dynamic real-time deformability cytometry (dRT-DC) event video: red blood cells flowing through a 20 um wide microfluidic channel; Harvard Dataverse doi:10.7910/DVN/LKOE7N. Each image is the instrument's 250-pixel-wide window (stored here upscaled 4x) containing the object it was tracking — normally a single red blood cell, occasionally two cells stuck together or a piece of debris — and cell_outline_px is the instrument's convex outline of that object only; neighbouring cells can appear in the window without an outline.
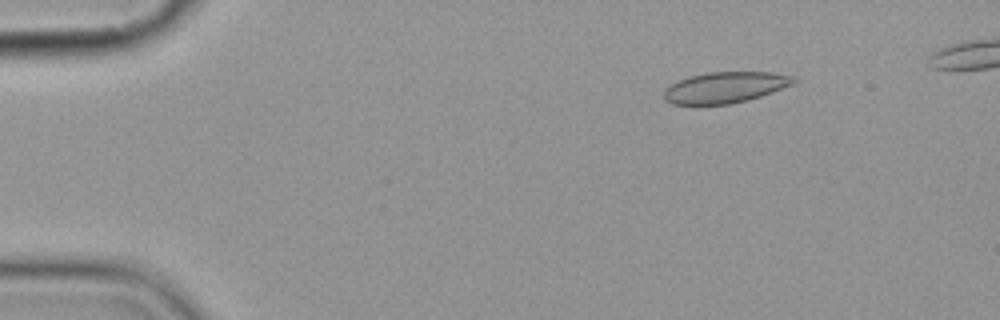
{"species": "common noctule bat (a hibernating species)", "species_latin": "Nyctalus noctula", "temperature_condition": "cold", "stored_images_in_passage": 7, "camera_frame_rate_fps": 3000, "um_per_image_px": 0.085, "animal": {"sex": "female", "body_mass_g": 19.9}, "frame": {"image": 1, "passage_image": 3, "time_ms": 2.333, "image_size_px": [1000, 320], "cell_outline_px": [[796, 80], [792, 84], [772, 92], [748, 100], [728, 104], [672, 104], [664, 100], [664, 88], [676, 80], [688, 76], [708, 72], [772, 72], [792, 76]], "centroid_in_image_um": [61.57, 7.42], "position_along_channel_um": 23.4, "area_um2": 23.47}}
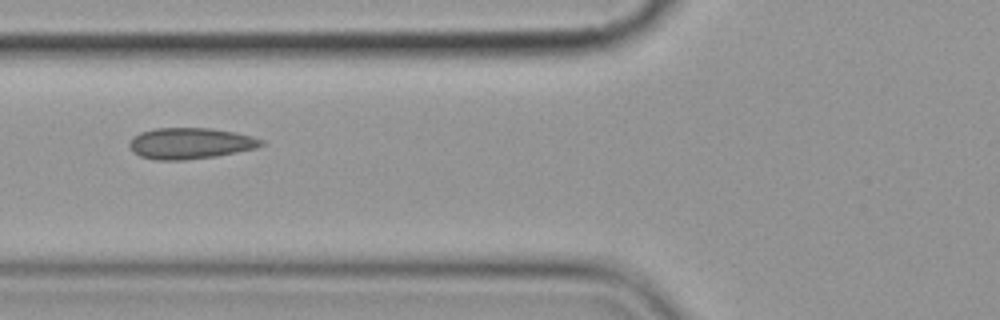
{"frame": {"image": 2, "passage_image": 7, "time_ms": 7.0, "image_size_px": [1000, 320], "cell_outline_px": [[264, 144], [256, 148], [216, 156], [184, 160], [156, 160], [140, 156], [128, 144], [140, 132], [156, 128], [212, 128], [236, 132], [252, 136], [264, 140]], "centroid_in_image_um": [16.22, 12.18], "position_along_channel_um": 109.6, "area_um2": 23.76}}